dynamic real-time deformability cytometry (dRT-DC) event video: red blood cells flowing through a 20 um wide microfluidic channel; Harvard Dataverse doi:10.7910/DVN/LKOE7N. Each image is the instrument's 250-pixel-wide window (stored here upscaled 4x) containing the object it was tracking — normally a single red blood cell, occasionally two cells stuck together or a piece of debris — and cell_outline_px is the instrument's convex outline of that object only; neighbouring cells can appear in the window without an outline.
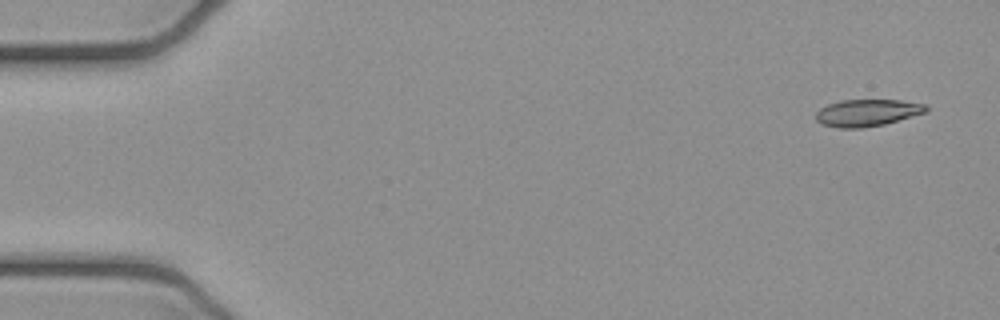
{"species": "common noctule bat (a hibernating species)", "species_latin": "Nyctalus noctula", "temperature_condition": "cold", "stored_images_in_passage": 4, "camera_frame_rate_fps": 3000, "um_per_image_px": 0.085, "animal": {"sex": "female", "body_mass_g": 21.9}, "frame": {"image": 1, "passage_image": 1, "time_ms": 0.0, "image_size_px": [1000, 320], "cell_outline_px": [[928, 112], [884, 124], [860, 128], [840, 128], [820, 124], [816, 120], [816, 112], [820, 108], [828, 104], [840, 100], [900, 100], [928, 104]], "centroid_in_image_um": [73.73, 9.58], "position_along_channel_um": 11.3, "area_um2": 17.46}}
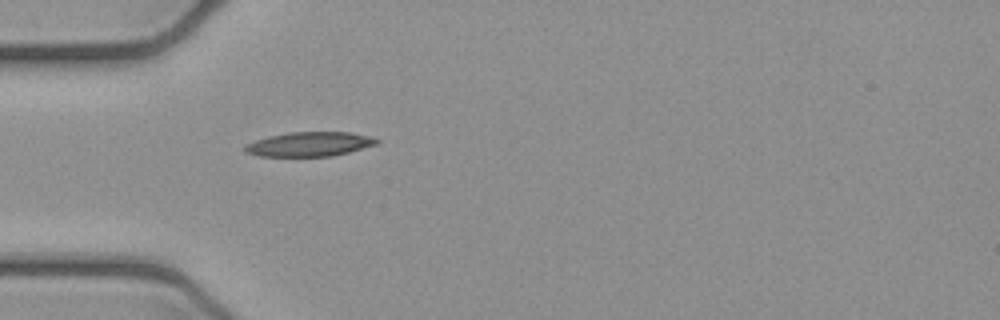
{"frame": {"image": 2, "passage_image": 4, "time_ms": 1.0, "image_size_px": [1000, 320], "cell_outline_px": [[380, 140], [376, 144], [348, 152], [332, 156], [256, 156], [244, 152], [244, 148], [248, 144], [256, 140], [268, 136], [288, 132], [352, 132], [368, 136]], "centroid_in_image_um": [26.28, 12.25], "position_along_channel_um": 58.7, "area_um2": 18.61}}